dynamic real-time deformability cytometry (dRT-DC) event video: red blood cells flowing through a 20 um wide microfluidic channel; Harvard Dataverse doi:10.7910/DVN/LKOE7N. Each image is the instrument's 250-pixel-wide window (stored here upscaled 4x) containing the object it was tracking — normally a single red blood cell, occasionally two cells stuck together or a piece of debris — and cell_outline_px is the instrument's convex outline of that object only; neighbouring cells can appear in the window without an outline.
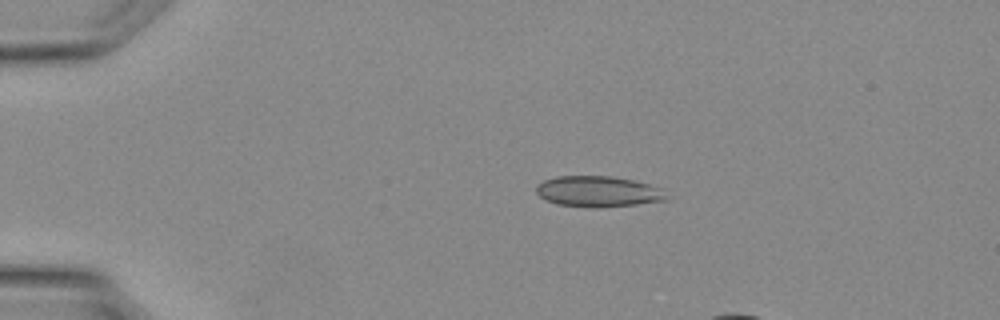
{"species": "Egyptian fruit bat (a non-hibernating species)", "species_latin": "Rousettus aegyptiacus", "temperature_condition": "warm", "stored_images_in_passage": 8, "camera_frame_rate_fps": 3000, "um_per_image_px": 0.085, "animal": {"sex": "female"}, "frame": {"image": 1, "passage_image": 1, "time_ms": 0.0, "image_size_px": [1000, 320], "cell_outline_px": [[668, 200], [636, 204], [600, 208], [588, 208], [556, 204], [540, 196], [536, 192], [536, 184], [544, 180], [560, 176], [612, 176], [632, 180], [664, 188]], "centroid_in_image_um": [50.86, 16.29], "position_along_channel_um": 34.1, "area_um2": 23.58}}
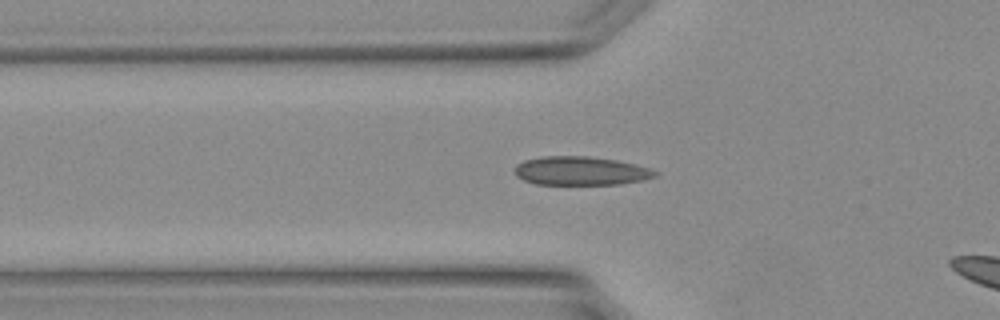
{"frame": {"image": 2, "passage_image": 6, "time_ms": 1.667, "image_size_px": [1000, 320], "cell_outline_px": [[656, 176], [644, 180], [620, 184], [536, 184], [524, 180], [516, 176], [512, 172], [516, 164], [524, 160], [544, 156], [588, 156], [616, 160], [636, 164], [648, 168], [656, 172]], "centroid_in_image_um": [49.31, 14.52], "position_along_channel_um": 76.5, "area_um2": 23.52}}